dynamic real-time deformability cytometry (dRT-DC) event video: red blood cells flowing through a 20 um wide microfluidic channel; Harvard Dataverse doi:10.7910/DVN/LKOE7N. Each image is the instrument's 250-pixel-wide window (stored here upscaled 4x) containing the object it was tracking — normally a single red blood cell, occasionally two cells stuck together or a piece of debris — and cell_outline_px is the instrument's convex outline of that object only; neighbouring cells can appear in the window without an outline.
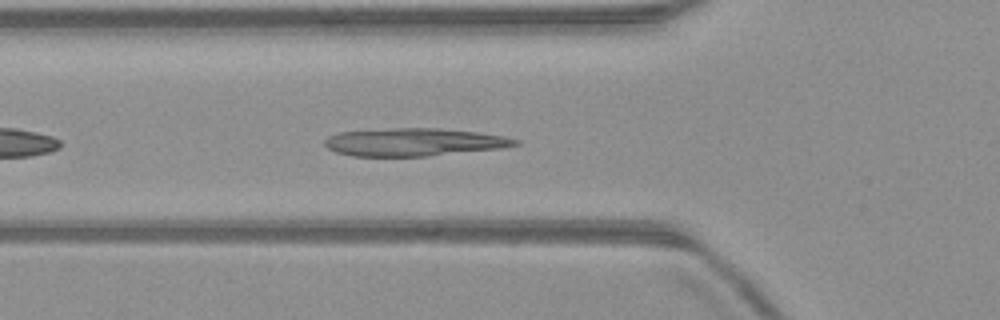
{"species": "common noctule bat (a hibernating species)", "species_latin": "Nyctalus noctula", "temperature_condition": "warm", "stored_images_in_passage": 38, "camera_frame_rate_fps": 3000, "um_per_image_px": 0.085, "animal": {"sex": "male", "body_mass_g": 23.1, "forearm_length_mm": 52.7}, "frame": {"image": 1, "passage_image": 6, "time_ms": 1.667, "image_size_px": [1000, 320], "cell_outline_px": [[520, 144], [500, 148], [428, 156], [352, 156], [336, 152], [328, 148], [324, 144], [324, 140], [328, 136], [340, 132], [392, 128], [440, 128], [476, 132], [504, 136], [520, 140]], "centroid_in_image_um": [35.18, 12.08], "position_along_channel_um": 90.6, "area_um2": 30.81}}
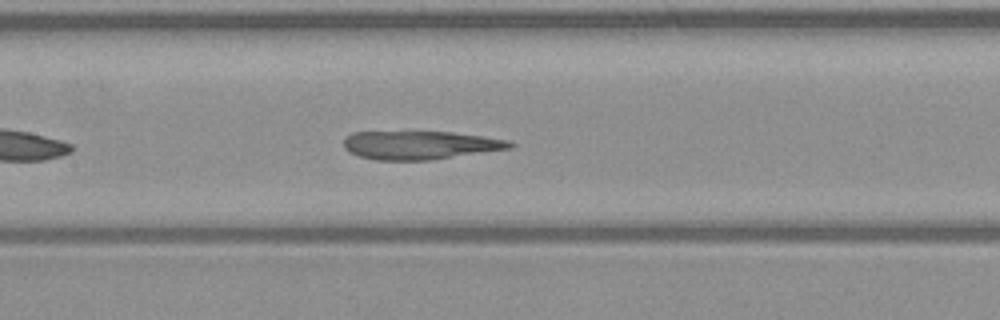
{"frame": {"image": 2, "passage_image": 12, "time_ms": 3.667, "image_size_px": [1000, 320], "cell_outline_px": [[516, 144], [512, 148], [432, 160], [376, 160], [360, 156], [348, 152], [344, 148], [344, 136], [352, 132], [452, 132], [484, 136], [512, 140]], "centroid_in_image_um": [35.74, 12.33], "position_along_channel_um": 171.7, "area_um2": 27.8}}
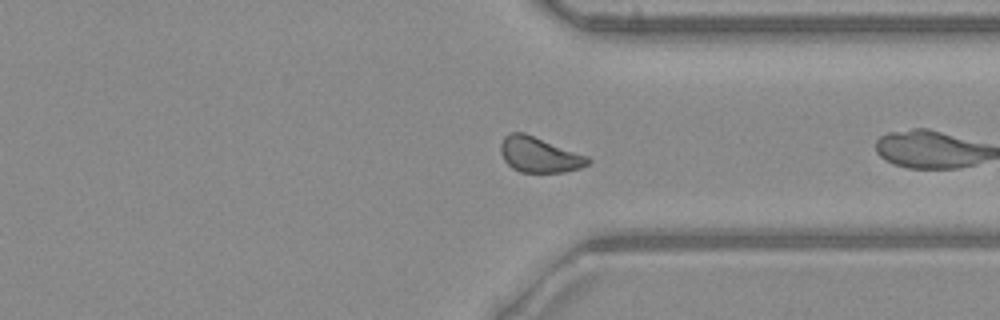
{"frame": {"image": 3, "passage_image": 24, "time_ms": 7.667, "image_size_px": [1000, 320], "cell_outline_px": [[592, 160], [588, 164], [580, 168], [564, 172], [520, 172], [512, 168], [504, 160], [500, 152], [500, 144], [504, 136], [512, 132], [524, 132], [588, 156]], "centroid_in_image_um": [45.83, 13.15], "position_along_channel_um": 365.6, "area_um2": 18.03}, "authors_computed_cell_mechanics": {"area_um2": 27.166, "velocity_mm_per_s": 4.0332, "shape_relaxation_time_tau1_ms": null, "shape_relaxation_time_tau2_ms": 1.9718, "deformation_change_tau1": null, "deformation_change_tau2": 0.0763}}